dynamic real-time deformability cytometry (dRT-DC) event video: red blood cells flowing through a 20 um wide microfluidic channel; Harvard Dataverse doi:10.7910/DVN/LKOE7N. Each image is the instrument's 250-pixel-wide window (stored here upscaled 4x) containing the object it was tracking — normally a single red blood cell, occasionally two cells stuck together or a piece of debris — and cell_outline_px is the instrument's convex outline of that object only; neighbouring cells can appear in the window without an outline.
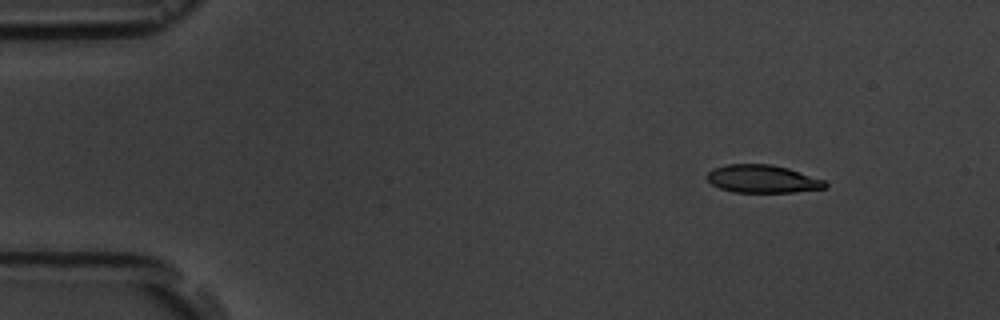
{"species": "common noctule bat (a hibernating species)", "species_latin": "Nyctalus noctula", "temperature_condition": "room temperature", "stored_images_in_passage": 10, "camera_frame_rate_fps": 3000, "um_per_image_px": 0.085, "animal": {"sex": "male", "body_mass_g": 19.5, "forearm_length_mm": 54.6}, "frame": {"image": 1, "passage_image": 1, "time_ms": 0.0, "image_size_px": [1000, 320], "cell_outline_px": [[828, 184], [824, 188], [796, 192], [732, 192], [720, 188], [712, 184], [708, 180], [708, 172], [712, 168], [724, 164], [772, 164], [788, 168], [824, 180]], "centroid_in_image_um": [64.8, 15.2], "position_along_channel_um": 20.2, "area_um2": 19.19}}
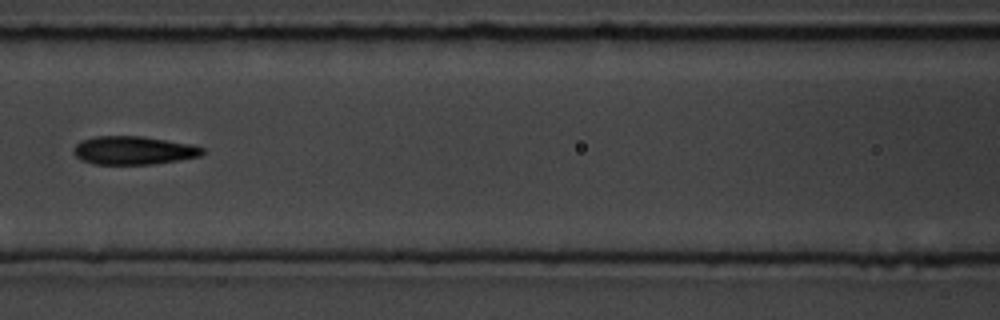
{"frame": {"image": 2, "passage_image": 6, "time_ms": 6.0, "image_size_px": [1000, 320], "cell_outline_px": [[204, 152], [200, 156], [152, 164], [92, 164], [80, 160], [72, 152], [72, 148], [76, 144], [84, 140], [96, 136], [144, 136], [192, 144], [204, 148]], "centroid_in_image_um": [11.33, 12.78], "position_along_channel_um": 155.3, "area_um2": 21.33}}
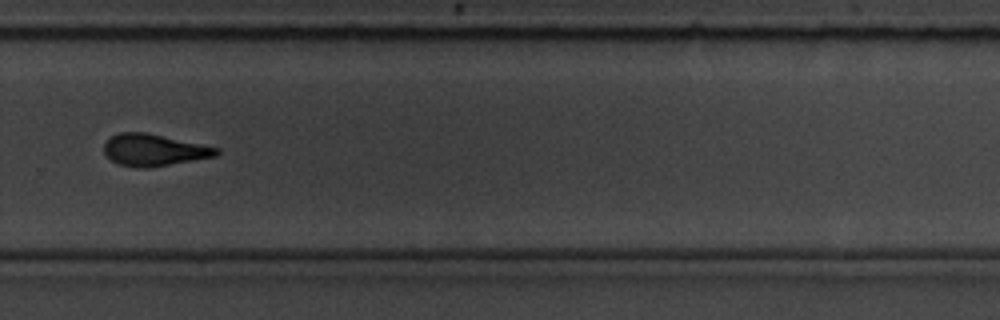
{"frame": {"image": 3, "passage_image": 10, "time_ms": 10.333, "image_size_px": [1000, 320], "cell_outline_px": [[220, 152], [216, 156], [148, 168], [140, 168], [120, 164], [112, 160], [104, 152], [104, 144], [112, 136], [120, 132], [144, 132], [220, 148]], "centroid_in_image_um": [13.09, 12.75], "position_along_channel_um": 316.7, "area_um2": 20.52}}